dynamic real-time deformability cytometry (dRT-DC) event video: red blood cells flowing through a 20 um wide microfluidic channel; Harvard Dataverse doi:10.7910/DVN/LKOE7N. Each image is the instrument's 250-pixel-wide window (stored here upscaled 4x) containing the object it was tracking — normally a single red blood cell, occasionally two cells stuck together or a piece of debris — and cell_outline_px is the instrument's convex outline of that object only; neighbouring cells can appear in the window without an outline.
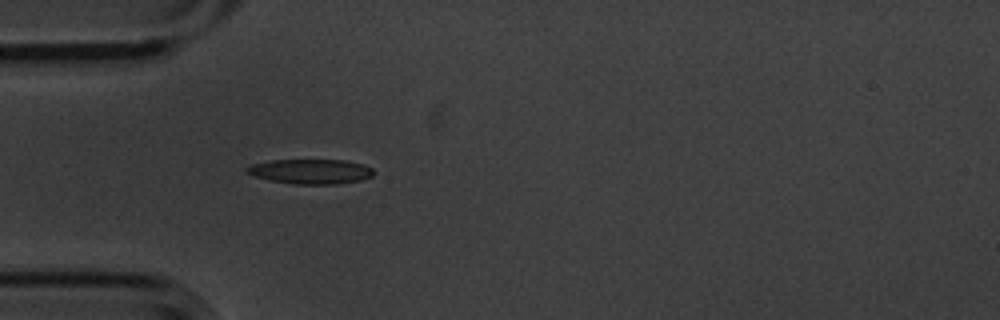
{"species": "common noctule bat (a hibernating species)", "species_latin": "Nyctalus noctula", "temperature_condition": "cold", "stored_images_in_passage": 1, "camera_frame_rate_fps": 3000, "um_per_image_px": 0.085, "animal": {"sex": "male", "body_mass_g": 20.1, "forearm_length_mm": 53.5}, "frame": {"image": 1, "passage_image": 1, "time_ms": 0.0, "image_size_px": [1000, 320], "cell_outline_px": [[372, 176], [360, 180], [336, 184], [296, 184], [268, 180], [244, 172], [244, 168], [252, 164], [272, 160], [344, 160], [364, 164], [372, 168]], "centroid_in_image_um": [26.37, 14.57], "position_along_channel_um": 58.6, "area_um2": 18.26}}